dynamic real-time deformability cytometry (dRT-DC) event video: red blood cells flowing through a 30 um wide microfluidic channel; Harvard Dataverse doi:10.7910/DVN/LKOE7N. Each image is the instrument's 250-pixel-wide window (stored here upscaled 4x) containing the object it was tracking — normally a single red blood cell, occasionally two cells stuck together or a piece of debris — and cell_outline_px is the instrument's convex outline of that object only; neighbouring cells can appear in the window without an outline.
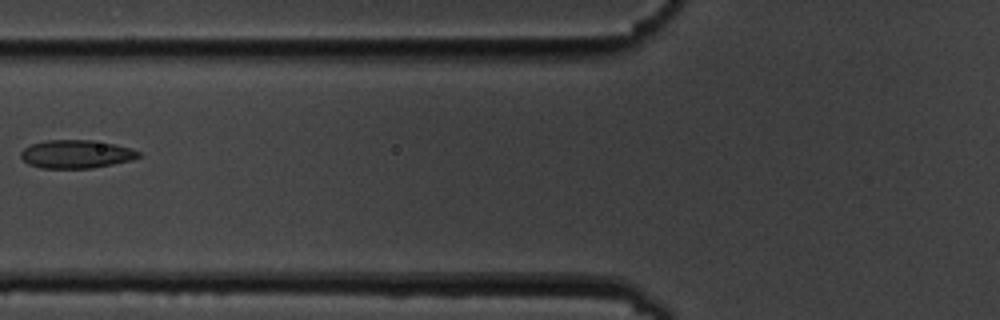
{"species": "common noctule bat (a hibernating species)", "species_latin": "Nyctalus noctula", "temperature_condition": "cold", "stored_images_in_passage": 5, "camera_frame_rate_fps": 3000, "um_per_image_px": 0.085, "animal": {"sex": "male", "body_mass_g": 19.5, "forearm_length_mm": 54.6}, "frame": {"image": 1, "passage_image": 5, "time_ms": 4.667, "image_size_px": [1000, 320], "cell_outline_px": [[140, 156], [132, 160], [92, 168], [40, 168], [28, 164], [20, 156], [20, 152], [24, 148], [32, 144], [48, 140], [92, 140], [116, 144], [132, 148], [140, 152]], "centroid_in_image_um": [6.49, 13.1], "position_along_channel_um": 119.3, "area_um2": 19.42}}